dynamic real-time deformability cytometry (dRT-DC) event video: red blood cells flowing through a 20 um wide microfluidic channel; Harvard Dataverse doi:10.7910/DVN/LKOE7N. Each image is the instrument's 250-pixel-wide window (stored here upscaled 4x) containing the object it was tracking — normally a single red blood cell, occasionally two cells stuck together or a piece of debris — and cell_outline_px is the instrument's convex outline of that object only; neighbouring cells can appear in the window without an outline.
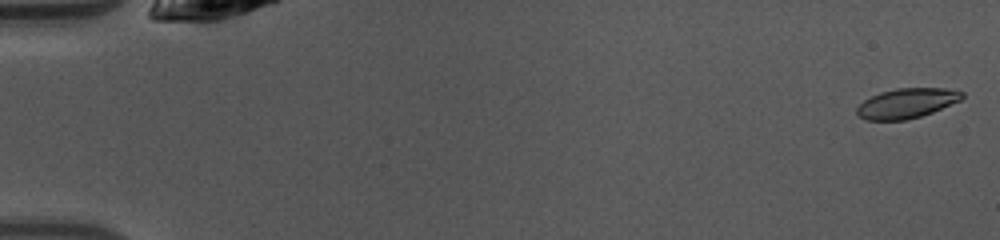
{"species": "common noctule bat (a hibernating species)", "species_latin": "Nyctalus noctula", "temperature_condition": "warm", "stored_images_in_passage": 49, "camera_frame_rate_fps": 3000, "um_per_image_px": 0.085, "animal": {"sex": "female", "body_mass_g": 10.0, "forearm_length_mm": 53.1}, "frame": {"image": 1, "passage_image": 1, "time_ms": 0.0, "image_size_px": [1000, 240], "cell_outline_px": [[964, 96], [960, 100], [932, 112], [920, 116], [904, 120], [864, 120], [856, 112], [856, 108], [864, 100], [880, 92], [896, 88], [944, 88], [964, 92]], "centroid_in_image_um": [77.05, 8.77], "position_along_channel_um": 7.9, "area_um2": 18.15}}
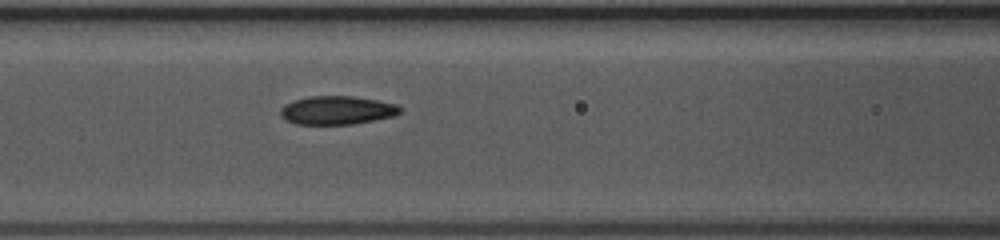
{"frame": {"image": 2, "passage_image": 21, "time_ms": 6.667, "image_size_px": [1000, 240], "cell_outline_px": [[400, 112], [396, 116], [352, 124], [296, 124], [284, 120], [280, 116], [280, 108], [284, 104], [292, 100], [308, 96], [352, 96], [376, 100], [396, 104], [400, 108]], "centroid_in_image_um": [28.59, 9.37], "position_along_channel_um": 138.0, "area_um2": 20.0}}
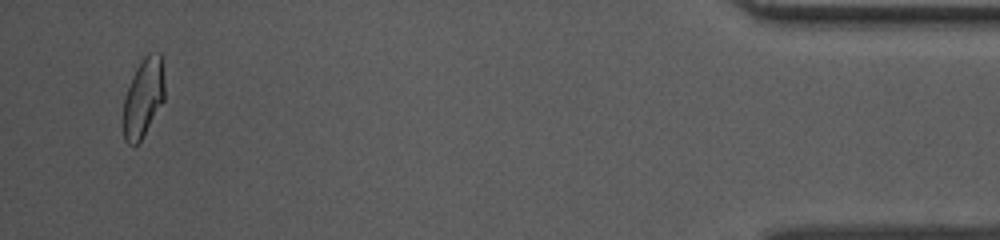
{"frame": {"image": 3, "passage_image": 47, "time_ms": 15.333, "image_size_px": [1000, 240], "cell_outline_px": [[164, 100], [140, 140], [136, 144], [128, 144], [124, 140], [124, 96], [132, 76], [140, 60], [148, 52], [160, 52], [164, 80]], "centroid_in_image_um": [12.18, 8.24], "position_along_channel_um": 423.0, "area_um2": 18.79}, "authors_computed_cell_mechanics": {"area_um2": 19.7098, "velocity_mm_per_s": 4.1183, "shape_relaxation_time_tau1_ms": 4.5332, "shape_relaxation_time_tau2_ms": 2.2715, "deformation_change_tau1": 0.1477, "deformation_change_tau2": 0.069}}